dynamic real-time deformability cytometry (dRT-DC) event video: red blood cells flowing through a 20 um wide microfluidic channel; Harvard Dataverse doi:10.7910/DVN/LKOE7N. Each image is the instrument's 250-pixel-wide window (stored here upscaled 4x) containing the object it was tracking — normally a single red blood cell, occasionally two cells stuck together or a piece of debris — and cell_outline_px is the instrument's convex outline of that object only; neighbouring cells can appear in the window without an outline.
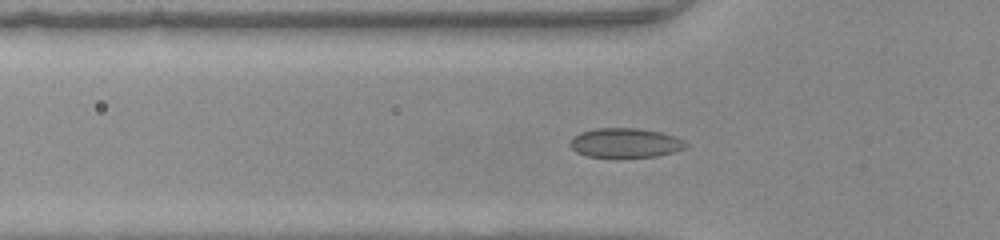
{"species": "common noctule bat (a hibernating species)", "species_latin": "Nyctalus noctula", "temperature_condition": "warm", "stored_images_in_passage": 36, "segment_of_instrument_passage": [1, 2], "camera_frame_rate_fps": 3000, "um_per_image_px": 0.085, "animal": {"sex": "female", "body_mass_g": 22.0, "forearm_length_mm": 56.7}, "frame": {"image": 1, "passage_image": 2, "time_ms": 0.333, "image_size_px": [1000, 240], "cell_outline_px": [[688, 148], [656, 156], [588, 156], [576, 152], [568, 144], [572, 136], [580, 132], [596, 128], [636, 128], [660, 132], [676, 136], [684, 140], [688, 144]], "centroid_in_image_um": [53.15, 12.12], "position_along_channel_um": 72.6, "area_um2": 19.77}}
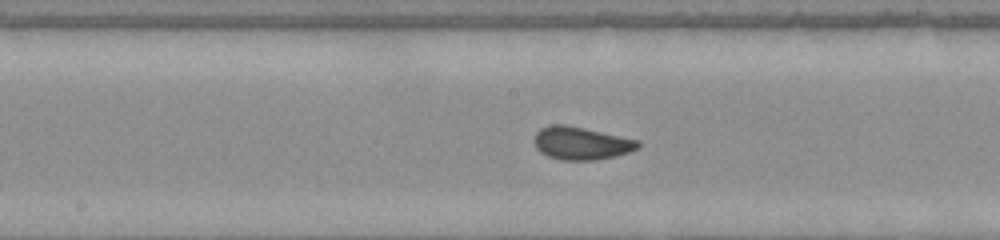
{"frame": {"image": 2, "passage_image": 11, "time_ms": 3.333, "image_size_px": [1000, 240], "cell_outline_px": [[640, 148], [616, 156], [596, 160], [560, 160], [548, 156], [540, 152], [536, 148], [532, 140], [536, 132], [540, 128], [552, 124], [564, 124], [584, 128], [640, 140]], "centroid_in_image_um": [49.38, 12.17], "position_along_channel_um": 198.8, "area_um2": 20.11}}
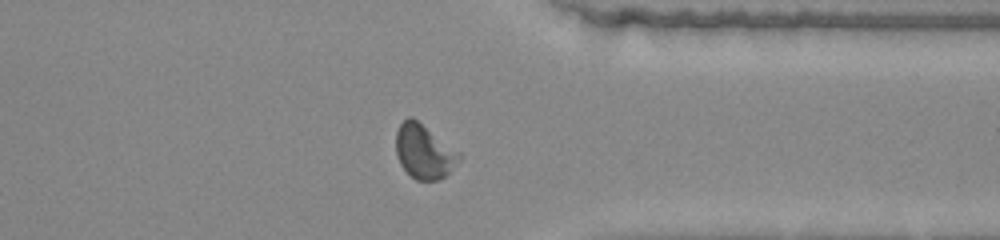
{"frame": {"image": 3, "passage_image": 24, "time_ms": 7.667, "image_size_px": [1000, 240], "cell_outline_px": [[464, 156], [444, 176], [436, 180], [416, 180], [400, 164], [396, 152], [396, 132], [400, 124], [408, 116], [412, 116], [460, 152]], "centroid_in_image_um": [36.05, 12.86], "position_along_channel_um": 375.3, "area_um2": 19.83}}